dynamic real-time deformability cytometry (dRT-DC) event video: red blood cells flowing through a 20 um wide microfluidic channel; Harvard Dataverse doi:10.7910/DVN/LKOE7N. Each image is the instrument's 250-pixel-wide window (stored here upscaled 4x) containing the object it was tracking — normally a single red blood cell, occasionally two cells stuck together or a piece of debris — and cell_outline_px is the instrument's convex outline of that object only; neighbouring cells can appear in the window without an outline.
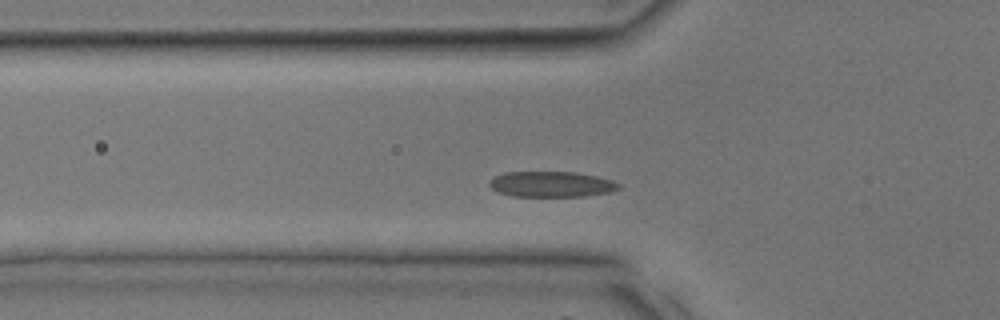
{"species": "common noctule bat (a hibernating species)", "species_latin": "Nyctalus noctula", "temperature_condition": "room temperature", "stored_images_in_passage": 30, "camera_frame_rate_fps": 3000, "um_per_image_px": 0.085, "animal": {"sex": "male", "body_mass_g": 17.9, "forearm_length_mm": 54.2}, "frame": {"image": 1, "passage_image": 5, "time_ms": 1.333, "image_size_px": [1000, 320], "cell_outline_px": [[620, 188], [612, 192], [584, 196], [512, 196], [496, 192], [488, 184], [488, 180], [504, 172], [576, 172], [596, 176], [612, 180], [620, 184]], "centroid_in_image_um": [46.86, 15.66], "position_along_channel_um": 78.9, "area_um2": 19.42}}
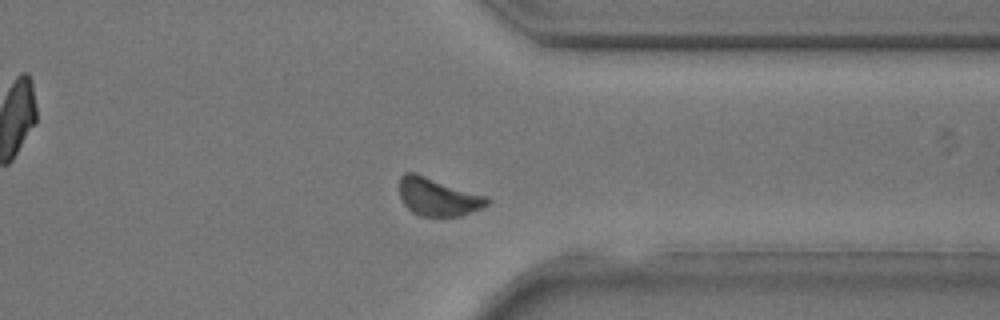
{"frame": {"image": 2, "passage_image": 21, "time_ms": 6.667, "image_size_px": [1000, 320], "cell_outline_px": [[492, 200], [488, 204], [480, 208], [460, 216], [420, 216], [412, 212], [404, 204], [400, 196], [400, 176], [404, 172], [416, 172], [488, 196]], "centroid_in_image_um": [37.23, 16.71], "position_along_channel_um": 374.2, "area_um2": 19.59}}
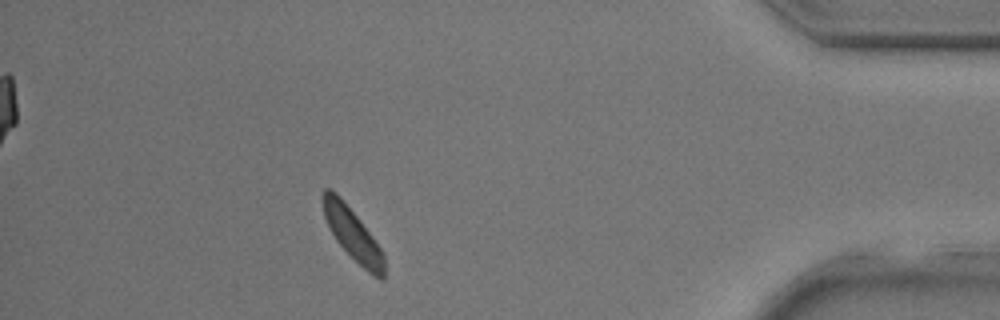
{"frame": {"image": 3, "passage_image": 25, "time_ms": 8.0, "image_size_px": [1000, 320], "cell_outline_px": [[384, 280], [380, 280], [368, 272], [336, 240], [324, 216], [320, 200], [320, 196], [324, 188], [328, 188], [336, 192], [340, 196], [372, 236], [380, 248], [384, 256]], "centroid_in_image_um": [29.94, 19.85], "position_along_channel_um": 405.3, "area_um2": 18.21}}